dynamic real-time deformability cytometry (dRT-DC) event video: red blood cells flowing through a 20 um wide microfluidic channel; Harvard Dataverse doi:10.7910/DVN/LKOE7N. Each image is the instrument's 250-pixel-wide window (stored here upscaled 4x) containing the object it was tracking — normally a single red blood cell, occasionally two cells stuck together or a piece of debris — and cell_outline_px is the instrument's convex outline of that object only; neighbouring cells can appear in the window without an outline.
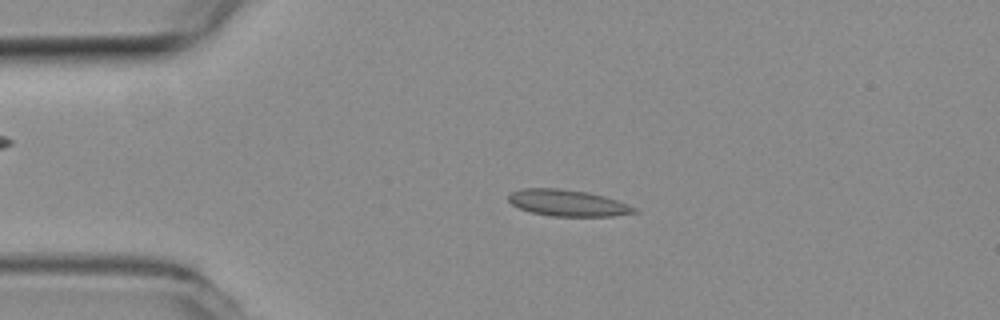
{"species": "common noctule bat (a hibernating species)", "species_latin": "Nyctalus noctula", "temperature_condition": "room temperature", "stored_images_in_passage": 53, "camera_frame_rate_fps": 3000, "um_per_image_px": 0.085, "animal": {"sex": "female", "body_mass_g": 19.3, "forearm_length_mm": 54.1}, "frame": {"image": 1, "passage_image": 11, "time_ms": 3.333, "image_size_px": [1000, 320], "cell_outline_px": [[640, 212], [612, 216], [552, 216], [532, 212], [520, 208], [512, 204], [508, 200], [508, 196], [512, 192], [520, 188], [560, 188], [588, 192], [604, 196], [628, 204], [636, 208]], "centroid_in_image_um": [48.27, 17.24], "position_along_channel_um": 36.7, "area_um2": 19.36}}
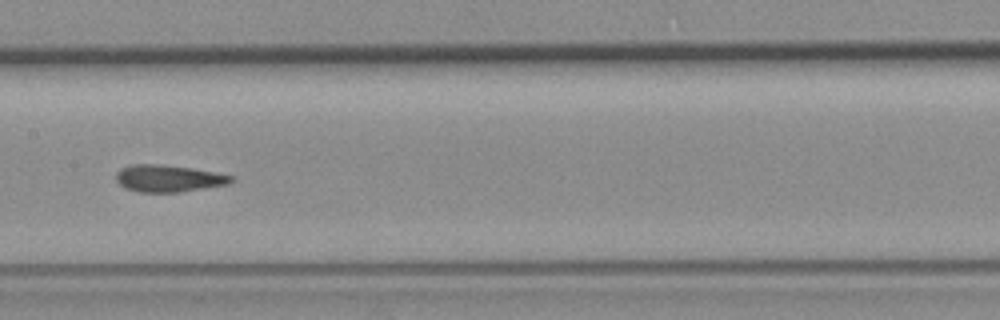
{"frame": {"image": 2, "passage_image": 26, "time_ms": 8.333, "image_size_px": [1000, 320], "cell_outline_px": [[236, 180], [228, 184], [180, 192], [140, 192], [124, 188], [116, 180], [116, 172], [120, 168], [132, 164], [156, 164], [192, 168], [216, 172], [232, 176]], "centroid_in_image_um": [14.31, 15.16], "position_along_channel_um": 193.1, "area_um2": 18.15}}
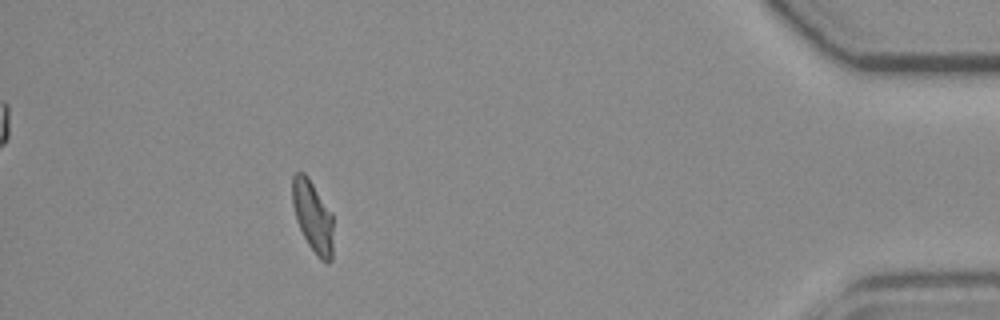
{"frame": {"image": 3, "passage_image": 48, "time_ms": 15.667, "image_size_px": [1000, 320], "cell_outline_px": [[332, 260], [328, 264], [320, 260], [316, 256], [308, 244], [296, 220], [292, 204], [292, 176], [296, 172], [304, 172], [308, 176], [332, 212]], "centroid_in_image_um": [26.58, 18.39], "position_along_channel_um": 408.6, "area_um2": 17.22}, "authors_computed_cell_mechanics": {"area_um2": 18.1492, "velocity_mm_per_s": 3.7613, "shape_relaxation_time_tau1_ms": null, "shape_relaxation_time_tau2_ms": 2.0377, "deformation_change_tau1": null, "deformation_change_tau2": 0.0754}}